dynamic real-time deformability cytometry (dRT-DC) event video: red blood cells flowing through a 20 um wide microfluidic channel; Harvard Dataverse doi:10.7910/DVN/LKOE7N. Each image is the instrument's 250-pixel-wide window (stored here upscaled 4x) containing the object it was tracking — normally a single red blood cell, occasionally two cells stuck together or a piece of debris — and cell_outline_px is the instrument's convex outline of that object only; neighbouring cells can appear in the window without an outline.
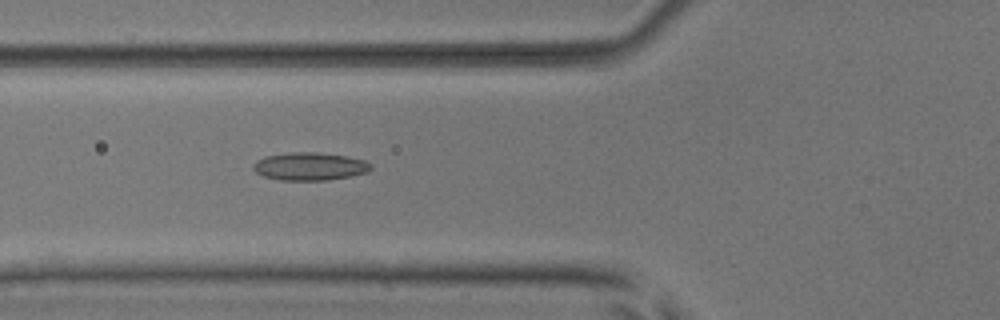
{"species": "common noctule bat (a hibernating species)", "species_latin": "Nyctalus noctula", "temperature_condition": "room temperature", "stored_images_in_passage": 30, "camera_frame_rate_fps": 3000, "um_per_image_px": 0.085, "animal": {"sex": "male", "body_mass_g": 17.9, "forearm_length_mm": 54.2}, "frame": {"image": 1, "passage_image": 20, "time_ms": 6.333, "image_size_px": [1000, 320], "cell_outline_px": [[372, 168], [368, 172], [328, 180], [280, 180], [264, 176], [256, 172], [252, 168], [252, 164], [256, 160], [264, 156], [292, 152], [316, 152], [348, 156], [364, 160], [372, 164]], "centroid_in_image_um": [26.32, 14.13], "position_along_channel_um": 99.5, "area_um2": 19.19}}
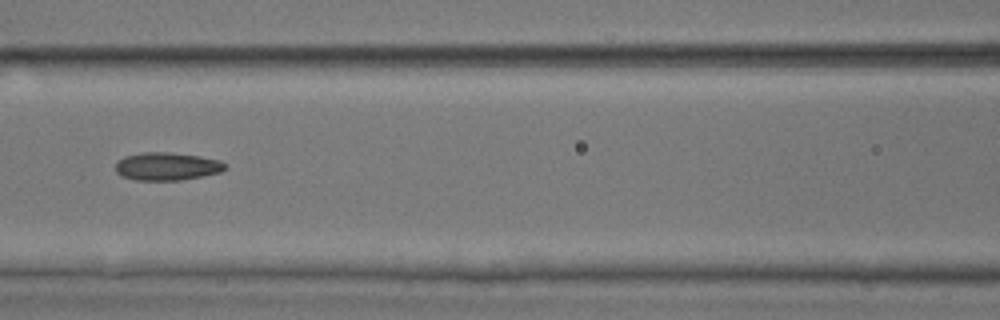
{"frame": {"image": 2, "passage_image": 24, "time_ms": 7.667, "image_size_px": [1000, 320], "cell_outline_px": [[228, 168], [220, 172], [180, 180], [136, 180], [120, 176], [116, 172], [116, 160], [124, 156], [144, 152], [172, 152], [200, 156], [220, 160], [228, 164]], "centroid_in_image_um": [14.19, 14.13], "position_along_channel_um": 152.4, "area_um2": 18.03}}